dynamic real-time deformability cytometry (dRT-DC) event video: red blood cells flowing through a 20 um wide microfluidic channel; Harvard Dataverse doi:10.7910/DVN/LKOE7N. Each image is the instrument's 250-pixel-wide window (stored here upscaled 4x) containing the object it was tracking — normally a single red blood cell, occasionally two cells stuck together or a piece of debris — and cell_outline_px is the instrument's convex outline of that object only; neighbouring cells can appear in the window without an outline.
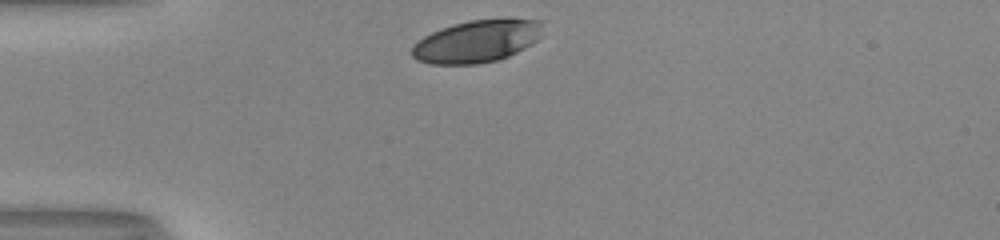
{"species": "human", "species_latin": "Homo sapiens", "temperature_condition": "room temperature", "stored_images_in_passage": 29, "camera_frame_rate_fps": 3000, "um_per_image_px": 0.085, "donor": {"sex": "male"}, "frame": {"image": 1, "passage_image": 1, "time_ms": 0.0, "image_size_px": [1000, 240], "cell_outline_px": [[544, 20], [540, 36], [536, 40], [524, 48], [500, 60], [476, 64], [428, 64], [416, 60], [408, 52], [412, 44], [424, 36], [432, 32], [452, 24], [472, 20], [504, 16], [512, 16]], "centroid_in_image_um": [40.55, 3.47], "position_along_channel_um": 44.5, "area_um2": 33.35}}
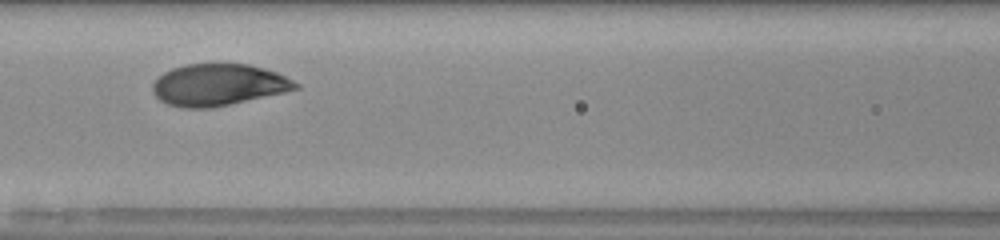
{"frame": {"image": 2, "passage_image": 11, "time_ms": 3.333, "image_size_px": [1000, 240], "cell_outline_px": [[300, 88], [284, 92], [212, 108], [184, 108], [168, 104], [160, 100], [152, 92], [152, 84], [164, 72], [172, 68], [188, 64], [248, 64], [264, 68], [276, 72], [300, 84]], "centroid_in_image_um": [18.55, 7.21], "position_along_channel_um": 148.0, "area_um2": 34.56}}
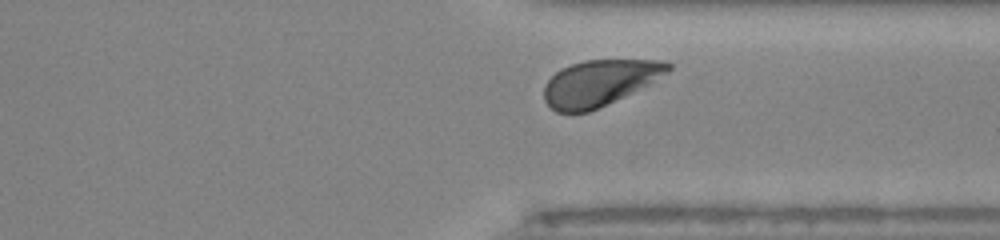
{"frame": {"image": 3, "passage_image": 27, "time_ms": 8.667, "image_size_px": [1000, 240], "cell_outline_px": [[672, 68], [668, 72], [588, 112], [556, 112], [544, 100], [544, 84], [560, 68], [584, 60], [668, 60], [672, 64]], "centroid_in_image_um": [50.89, 7.01], "position_along_channel_um": 360.5, "area_um2": 32.19}, "authors_computed_cell_mechanics": {"area_um2": 35.3158, "velocity_mm_per_s": 3.9741, "shape_relaxation_time_tau1_ms": 2.6706, "shape_relaxation_time_tau2_ms": null, "deformation_change_tau1": 0.1449, "deformation_change_tau2": null}}